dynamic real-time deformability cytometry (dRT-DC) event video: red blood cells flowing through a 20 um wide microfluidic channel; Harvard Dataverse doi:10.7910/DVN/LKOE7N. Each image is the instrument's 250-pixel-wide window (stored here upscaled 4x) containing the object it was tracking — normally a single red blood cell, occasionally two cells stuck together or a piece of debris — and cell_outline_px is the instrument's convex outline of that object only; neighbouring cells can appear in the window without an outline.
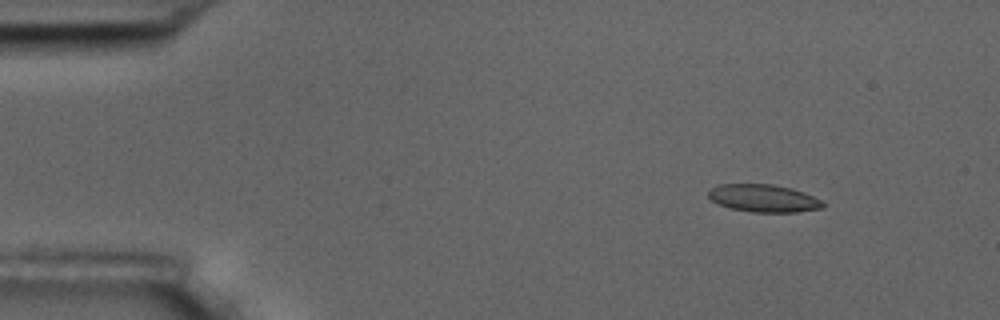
{"species": "common noctule bat (a hibernating species)", "species_latin": "Nyctalus noctula", "temperature_condition": "room temperature", "stored_images_in_passage": 4, "camera_frame_rate_fps": 3000, "um_per_image_px": 0.085, "animal": {"sex": "male", "body_mass_g": 17.5, "forearm_length_mm": 52.3}, "frame": {"image": 1, "passage_image": 2, "time_ms": 1.0, "image_size_px": [1000, 320], "cell_outline_px": [[824, 208], [796, 212], [752, 212], [732, 208], [720, 204], [712, 200], [708, 196], [708, 188], [716, 184], [772, 184], [792, 188], [804, 192], [820, 200], [824, 204]], "centroid_in_image_um": [64.88, 16.84], "position_along_channel_um": 20.1, "area_um2": 18.44}}
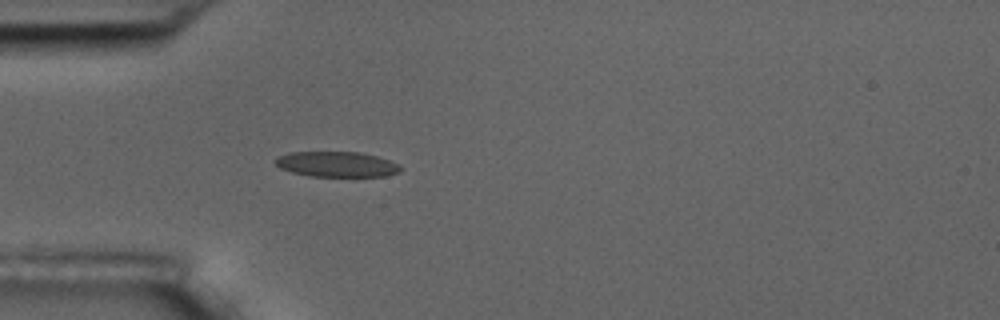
{"frame": {"image": 2, "passage_image": 4, "time_ms": 4.333, "image_size_px": [1000, 320], "cell_outline_px": [[404, 168], [400, 172], [384, 176], [308, 176], [292, 172], [280, 168], [272, 160], [276, 156], [288, 152], [360, 152], [376, 156], [400, 164]], "centroid_in_image_um": [28.6, 13.96], "position_along_channel_um": 56.4, "area_um2": 18.67}}